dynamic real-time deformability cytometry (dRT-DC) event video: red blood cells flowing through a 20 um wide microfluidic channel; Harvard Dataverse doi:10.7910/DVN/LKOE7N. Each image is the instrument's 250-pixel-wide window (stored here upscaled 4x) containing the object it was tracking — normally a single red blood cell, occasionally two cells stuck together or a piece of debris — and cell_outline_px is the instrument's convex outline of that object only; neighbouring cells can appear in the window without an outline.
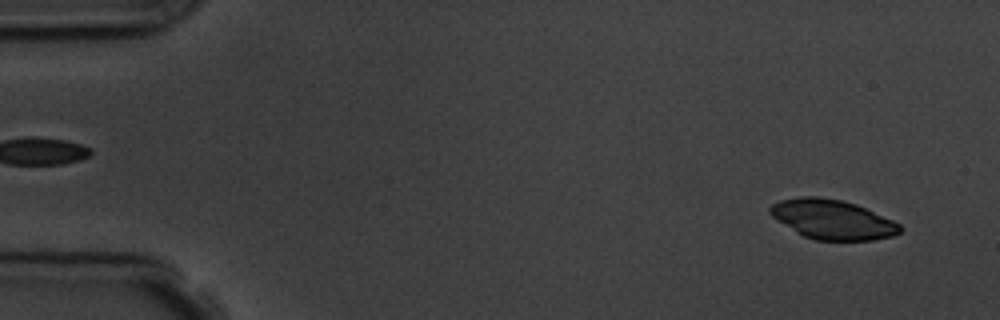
{"species": "common noctule bat (a hibernating species)", "species_latin": "Nyctalus noctula", "temperature_condition": "room temperature", "stored_images_in_passage": 5, "camera_frame_rate_fps": 3000, "um_per_image_px": 0.085, "animal": {"sex": "male", "body_mass_g": 19.5, "forearm_length_mm": 54.6}, "frame": {"image": 1, "passage_image": 1, "time_ms": 0.0, "image_size_px": [1000, 320], "cell_outline_px": [[904, 228], [900, 232], [892, 236], [872, 240], [816, 240], [804, 236], [796, 232], [776, 220], [768, 212], [768, 208], [772, 204], [780, 200], [800, 196], [816, 196], [840, 200], [856, 204], [892, 220], [900, 224]], "centroid_in_image_um": [70.73, 18.65], "position_along_channel_um": 14.3, "area_um2": 29.88}}